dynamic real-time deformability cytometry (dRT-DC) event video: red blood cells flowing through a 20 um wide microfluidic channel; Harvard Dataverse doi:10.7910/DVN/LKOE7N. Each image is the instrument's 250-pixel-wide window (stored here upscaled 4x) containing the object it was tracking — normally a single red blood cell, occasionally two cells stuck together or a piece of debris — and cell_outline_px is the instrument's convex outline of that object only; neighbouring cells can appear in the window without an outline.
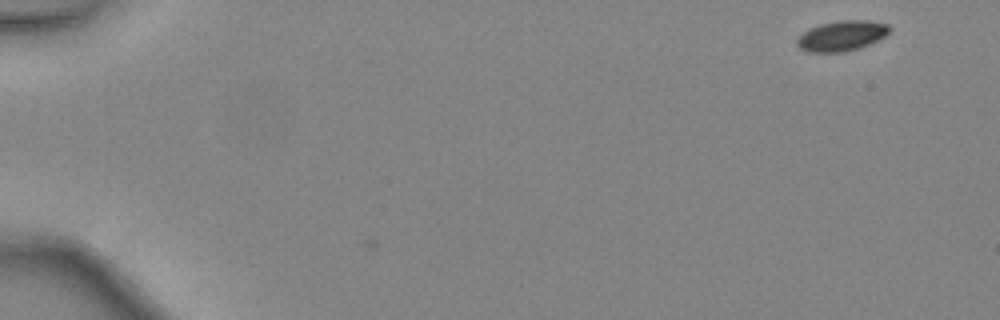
{"species": "common noctule bat (a hibernating species)", "species_latin": "Nyctalus noctula", "temperature_condition": "warm", "stored_images_in_passage": 2, "camera_frame_rate_fps": 3000, "um_per_image_px": 0.085, "animal": {"sex": "female", "body_mass_g": 24.6, "forearm_length_mm": 56.2}, "frame": {"image": 1, "passage_image": 2, "time_ms": 0.333, "image_size_px": [1000, 320], "cell_outline_px": [[892, 28], [884, 36], [860, 48], [844, 52], [808, 52], [800, 48], [796, 44], [796, 40], [808, 28], [820, 24], [840, 20], [868, 20], [888, 24]], "centroid_in_image_um": [71.53, 3.04], "position_along_channel_um": 13.5, "area_um2": 16.3}}